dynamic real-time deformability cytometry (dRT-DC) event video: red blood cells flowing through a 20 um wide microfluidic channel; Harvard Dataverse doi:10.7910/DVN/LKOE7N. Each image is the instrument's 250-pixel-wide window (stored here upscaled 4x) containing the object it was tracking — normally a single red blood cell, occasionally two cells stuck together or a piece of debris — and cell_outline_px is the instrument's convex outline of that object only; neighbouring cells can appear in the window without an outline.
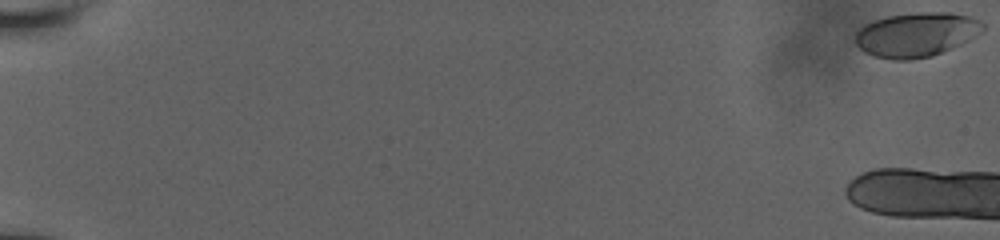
{"species": "human", "species_latin": "Homo sapiens", "temperature_condition": "room temperature", "stored_images_in_passage": 8, "camera_frame_rate_fps": 3000, "um_per_image_px": 0.085, "donor": {"sex": "male"}, "frame": {"image": 1, "passage_image": 1, "time_ms": 0.0, "image_size_px": [1000, 240], "cell_outline_px": [[984, 28], [976, 36], [952, 48], [932, 56], [908, 60], [892, 60], [872, 56], [864, 52], [856, 44], [856, 32], [864, 24], [888, 16], [916, 12], [948, 12], [972, 16], [980, 20], [984, 24]], "centroid_in_image_um": [77.89, 2.94], "position_along_channel_um": 7.1, "area_um2": 33.12}}